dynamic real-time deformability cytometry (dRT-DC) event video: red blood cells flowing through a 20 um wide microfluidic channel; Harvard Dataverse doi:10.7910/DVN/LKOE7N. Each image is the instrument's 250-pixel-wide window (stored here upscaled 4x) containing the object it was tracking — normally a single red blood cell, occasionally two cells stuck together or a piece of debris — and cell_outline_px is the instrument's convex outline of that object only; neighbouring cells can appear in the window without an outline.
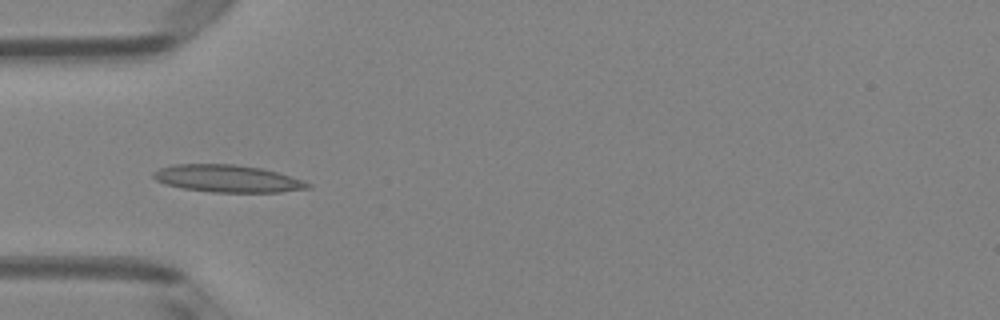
{"species": "Egyptian fruit bat (a non-hibernating species)", "species_latin": "Rousettus aegyptiacus", "temperature_condition": "room temperature", "stored_images_in_passage": 8, "camera_frame_rate_fps": 3000, "um_per_image_px": 0.085, "animal": {"sex": "female"}, "frame": {"image": 1, "passage_image": 5, "time_ms": 1.333, "image_size_px": [1000, 320], "cell_outline_px": [[312, 188], [280, 192], [212, 192], [184, 188], [164, 184], [156, 180], [152, 176], [152, 172], [160, 168], [172, 164], [236, 164], [260, 168], [276, 172], [304, 180], [312, 184]], "centroid_in_image_um": [19.34, 15.18], "position_along_channel_um": 65.7, "area_um2": 24.62}}
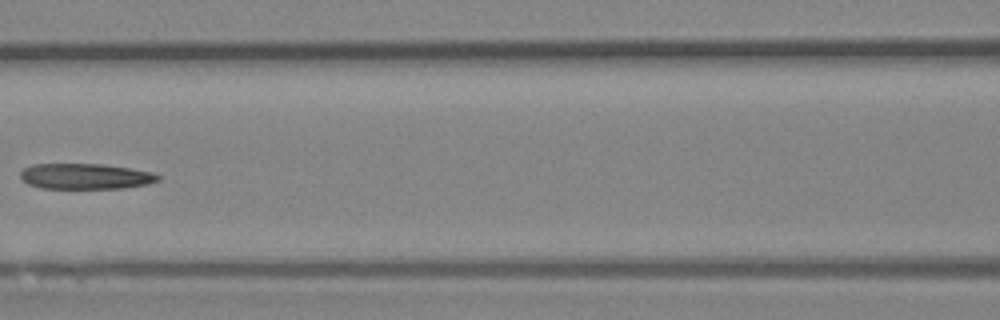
{"frame": {"image": 2, "passage_image": 7, "time_ms": 2.0, "image_size_px": [1000, 320], "cell_outline_px": [[160, 180], [148, 184], [124, 188], [40, 188], [28, 184], [20, 176], [20, 172], [24, 168], [32, 164], [100, 164], [128, 168], [152, 172], [160, 176]], "centroid_in_image_um": [7.26, 14.99], "position_along_channel_um": 159.3, "area_um2": 20.46}}
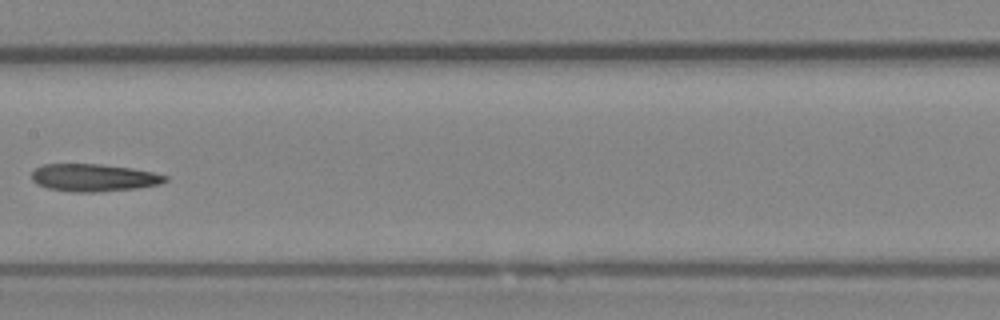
{"frame": {"image": 3, "passage_image": 8, "time_ms": 2.333, "image_size_px": [1000, 320], "cell_outline_px": [[168, 180], [160, 184], [136, 188], [92, 192], [76, 192], [48, 188], [36, 184], [32, 180], [32, 172], [36, 168], [44, 164], [100, 164], [132, 168], [152, 172], [168, 176]], "centroid_in_image_um": [7.97, 15.09], "position_along_channel_um": 199.4, "area_um2": 21.27}}